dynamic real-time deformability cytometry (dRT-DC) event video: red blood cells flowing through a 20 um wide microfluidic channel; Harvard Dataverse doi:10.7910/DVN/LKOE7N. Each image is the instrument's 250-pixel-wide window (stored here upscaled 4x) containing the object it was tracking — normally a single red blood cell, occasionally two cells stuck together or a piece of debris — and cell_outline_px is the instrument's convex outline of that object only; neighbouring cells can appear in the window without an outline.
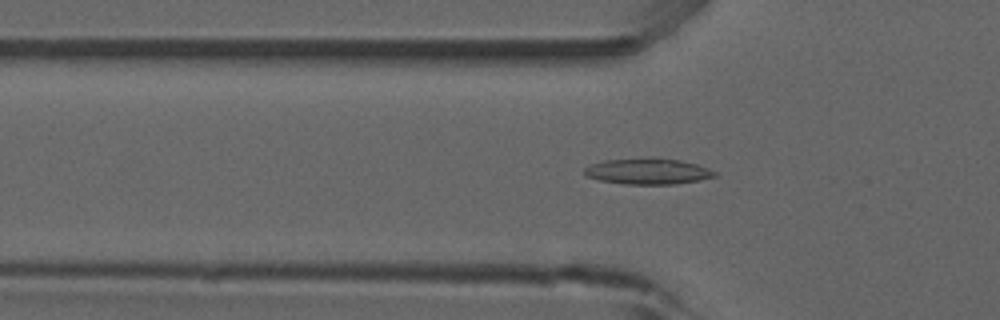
{"species": "common noctule bat (a hibernating species)", "species_latin": "Nyctalus noctula", "temperature_condition": "room temperature", "stored_images_in_passage": 48, "camera_frame_rate_fps": 3000, "um_per_image_px": 0.085, "animal": {"sex": "male", "forearm_length_mm": 52.5}, "frame": {"image": 1, "passage_image": 16, "time_ms": 5.0, "image_size_px": [1000, 320], "cell_outline_px": [[716, 176], [700, 180], [676, 184], [624, 184], [600, 180], [584, 176], [584, 168], [592, 164], [604, 160], [680, 160], [696, 164], [708, 168], [716, 172]], "centroid_in_image_um": [55.06, 14.6], "position_along_channel_um": 70.7, "area_um2": 18.96}}
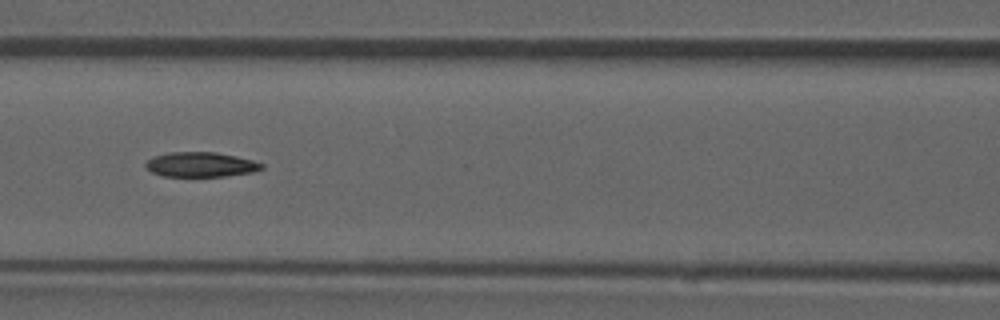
{"frame": {"image": 2, "passage_image": 22, "time_ms": 7.0, "image_size_px": [1000, 320], "cell_outline_px": [[264, 168], [252, 172], [224, 176], [164, 176], [152, 172], [144, 164], [152, 156], [168, 152], [216, 152], [236, 156], [252, 160], [264, 164]], "centroid_in_image_um": [17.06, 13.98], "position_along_channel_um": 149.5, "area_um2": 16.7}}
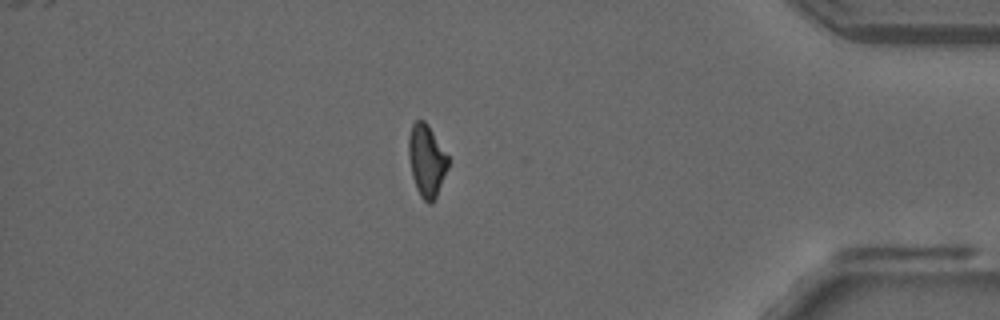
{"frame": {"image": 3, "passage_image": 44, "time_ms": 14.333, "image_size_px": [1000, 320], "cell_outline_px": [[448, 168], [436, 196], [432, 204], [428, 204], [420, 196], [416, 188], [412, 176], [408, 152], [408, 136], [412, 124], [416, 120], [424, 120], [428, 124], [448, 156]], "centroid_in_image_um": [36.25, 13.64], "position_along_channel_um": 399.0, "area_um2": 16.59}}